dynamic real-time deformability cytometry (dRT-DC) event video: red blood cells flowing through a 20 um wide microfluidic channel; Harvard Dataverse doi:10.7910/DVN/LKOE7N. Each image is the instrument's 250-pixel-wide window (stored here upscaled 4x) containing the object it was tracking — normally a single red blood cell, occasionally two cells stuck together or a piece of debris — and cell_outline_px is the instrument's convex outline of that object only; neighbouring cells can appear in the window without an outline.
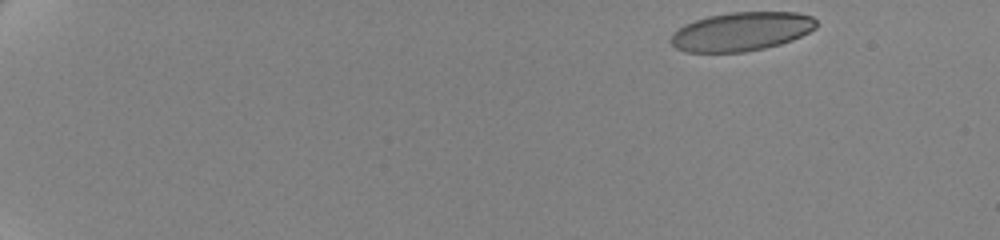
{"species": "human", "species_latin": "Homo sapiens", "temperature_condition": "cold", "stored_images_in_passage": 54, "camera_frame_rate_fps": 3000, "um_per_image_px": 0.085, "donor": {"sex": "female"}, "frame": {"image": 1, "passage_image": 1, "time_ms": 0.0, "image_size_px": [1000, 240], "cell_outline_px": [[816, 28], [792, 40], [780, 44], [764, 48], [744, 52], [684, 52], [676, 48], [668, 40], [672, 32], [684, 24], [708, 16], [732, 12], [796, 12], [812, 16], [816, 20]], "centroid_in_image_um": [62.98, 2.68], "position_along_channel_um": 22.0, "area_um2": 33.0}}
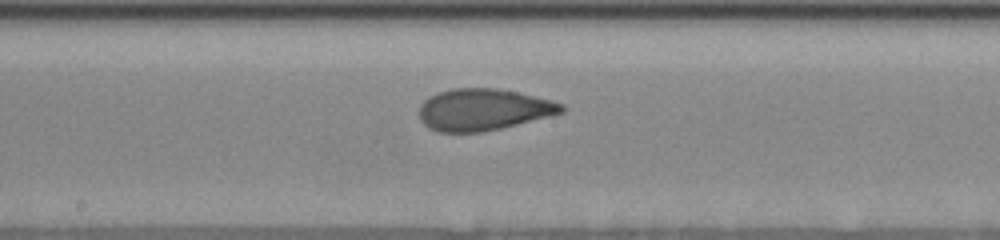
{"frame": {"image": 2, "passage_image": 30, "time_ms": 9.667, "image_size_px": [1000, 240], "cell_outline_px": [[564, 112], [500, 128], [480, 132], [436, 132], [428, 128], [420, 120], [420, 104], [428, 96], [436, 92], [452, 88], [496, 88], [516, 92], [552, 100], [564, 104]], "centroid_in_image_um": [41.03, 9.31], "position_along_channel_um": 207.2, "area_um2": 34.51}}
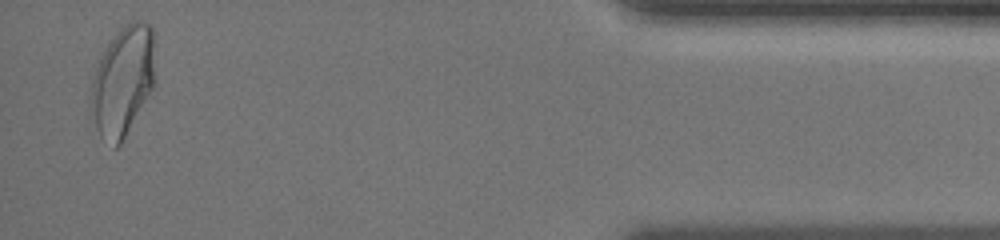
{"frame": {"image": 3, "passage_image": 53, "time_ms": 17.333, "image_size_px": [1000, 240], "cell_outline_px": [[156, 80], [152, 88], [120, 144], [116, 148], [112, 148], [100, 136], [96, 124], [92, 104], [92, 80], [100, 56], [108, 44], [120, 28], [124, 24], [132, 20], [144, 20], [152, 24], [156, 76]], "centroid_in_image_um": [10.49, 6.81], "position_along_channel_um": 424.7, "area_um2": 40.69}, "authors_computed_cell_mechanics": {"area_um2": 34.8534, "velocity_mm_per_s": 3.4899, "shape_relaxation_time_tau1_ms": 6.5904, "shape_relaxation_time_tau2_ms": 1.1337, "deformation_change_tau1": 0.1857, "deformation_change_tau2": 0.0709}}